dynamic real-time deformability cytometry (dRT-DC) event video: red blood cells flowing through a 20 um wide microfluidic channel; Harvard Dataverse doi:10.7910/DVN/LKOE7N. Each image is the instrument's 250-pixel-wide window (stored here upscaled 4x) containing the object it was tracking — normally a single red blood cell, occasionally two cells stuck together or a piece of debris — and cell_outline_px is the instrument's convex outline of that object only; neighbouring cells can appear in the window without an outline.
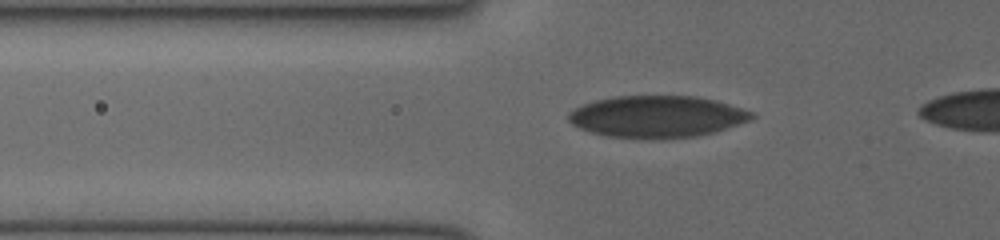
{"species": "human", "species_latin": "Homo sapiens", "temperature_condition": "cold", "stored_images_in_passage": 5, "camera_frame_rate_fps": 3000, "um_per_image_px": 0.085, "donor": {"sex": "female"}, "frame": {"image": 1, "passage_image": 2, "time_ms": 0.333, "image_size_px": [1000, 240], "cell_outline_px": [[756, 116], [748, 120], [712, 132], [696, 136], [652, 140], [608, 136], [592, 132], [580, 128], [572, 124], [568, 120], [568, 112], [584, 104], [596, 100], [616, 96], [696, 96], [716, 100], [752, 112]], "centroid_in_image_um": [55.8, 9.92], "position_along_channel_um": 70.0, "area_um2": 44.39}}